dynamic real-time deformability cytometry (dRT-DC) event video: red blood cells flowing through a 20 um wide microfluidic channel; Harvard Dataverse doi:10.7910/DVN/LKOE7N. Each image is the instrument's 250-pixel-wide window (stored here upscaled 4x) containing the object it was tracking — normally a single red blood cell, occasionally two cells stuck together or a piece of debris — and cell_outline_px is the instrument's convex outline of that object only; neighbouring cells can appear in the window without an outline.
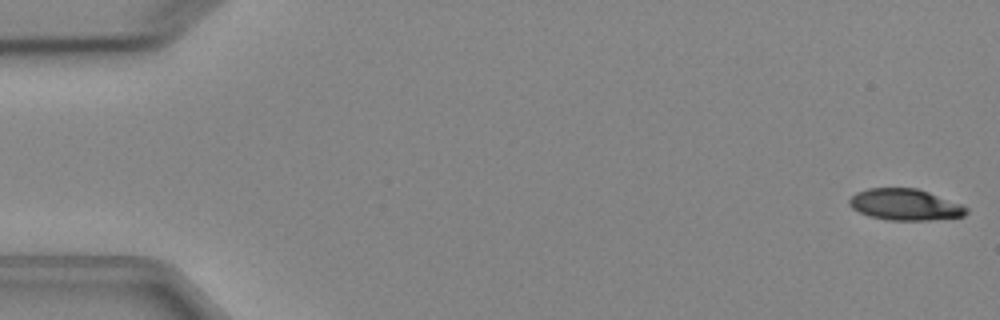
{"species": "Egyptian fruit bat (a non-hibernating species)", "species_latin": "Rousettus aegyptiacus", "temperature_condition": "cold", "stored_images_in_passage": 7, "camera_frame_rate_fps": 3000, "um_per_image_px": 0.085, "animal": {"sex": "female"}, "frame": {"image": 1, "passage_image": 1, "time_ms": 0.0, "image_size_px": [1000, 320], "cell_outline_px": [[968, 212], [964, 216], [928, 220], [888, 220], [868, 216], [852, 208], [848, 204], [848, 200], [856, 192], [868, 188], [916, 188], [928, 192], [960, 204], [968, 208]], "centroid_in_image_um": [76.89, 17.39], "position_along_channel_um": 8.1, "area_um2": 21.27}}
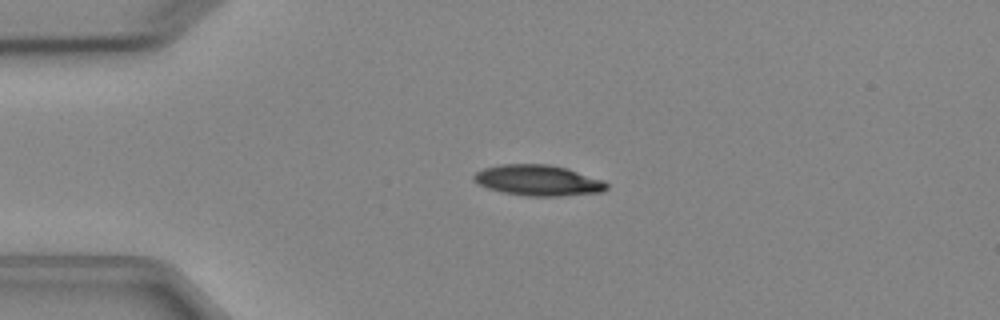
{"frame": {"image": 2, "passage_image": 4, "time_ms": 3.667, "image_size_px": [1000, 320], "cell_outline_px": [[608, 188], [604, 192], [560, 196], [528, 196], [504, 192], [488, 188], [472, 180], [472, 176], [476, 172], [484, 168], [500, 164], [548, 164], [568, 168], [604, 180], [608, 184]], "centroid_in_image_um": [45.77, 15.32], "position_along_channel_um": 39.2, "area_um2": 23.93}}